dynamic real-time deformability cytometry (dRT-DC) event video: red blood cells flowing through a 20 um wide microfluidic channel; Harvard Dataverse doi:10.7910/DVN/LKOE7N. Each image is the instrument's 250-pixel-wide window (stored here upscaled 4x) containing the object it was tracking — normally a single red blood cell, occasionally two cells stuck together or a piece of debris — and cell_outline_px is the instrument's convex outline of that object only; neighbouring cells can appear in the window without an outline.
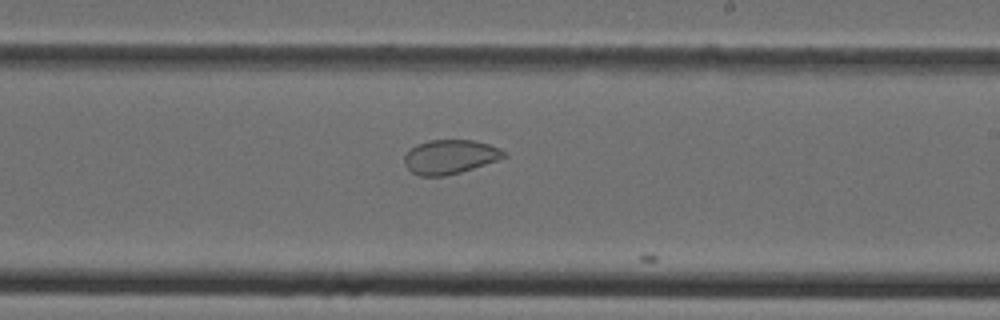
{"species": "Egyptian fruit bat (a non-hibernating species)", "species_latin": "Rousettus aegyptiacus", "temperature_condition": "cold", "stored_images_in_passage": 32, "camera_frame_rate_fps": 3000, "um_per_image_px": 0.085, "animal": {"sex": "female"}, "frame": {"image": 1, "passage_image": 17, "time_ms": 5.333, "image_size_px": [1000, 320], "cell_outline_px": [[508, 156], [500, 160], [460, 172], [444, 176], [420, 176], [412, 172], [404, 164], [404, 156], [416, 144], [428, 140], [472, 140], [488, 144], [500, 148]], "centroid_in_image_um": [38.26, 13.33], "position_along_channel_um": 250.7, "area_um2": 19.83}}
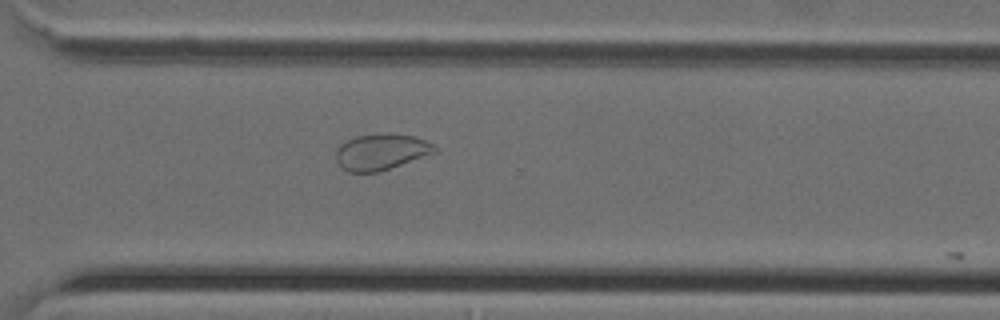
{"frame": {"image": 2, "passage_image": 23, "time_ms": 7.333, "image_size_px": [1000, 320], "cell_outline_px": [[436, 152], [380, 172], [348, 172], [340, 168], [336, 160], [336, 152], [340, 144], [356, 136], [412, 136], [424, 140], [432, 144], [436, 148]], "centroid_in_image_um": [32.34, 12.97], "position_along_channel_um": 338.3, "area_um2": 20.0}}
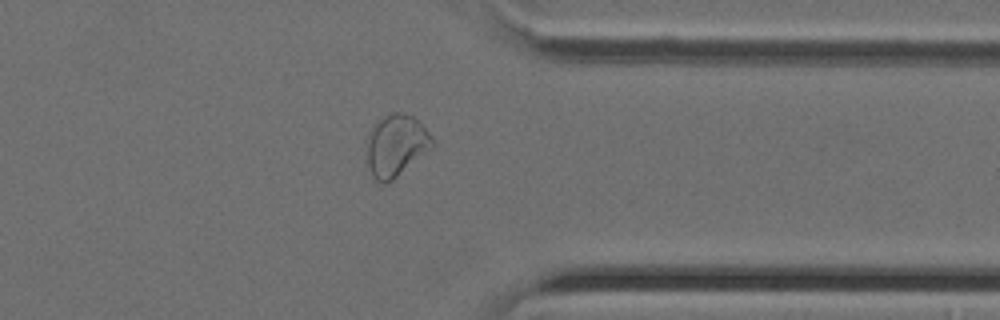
{"frame": {"image": 3, "passage_image": 26, "time_ms": 8.333, "image_size_px": [1000, 320], "cell_outline_px": [[436, 140], [432, 144], [392, 180], [384, 184], [376, 180], [372, 176], [364, 156], [368, 132], [384, 116], [392, 112], [400, 112], [412, 116]], "centroid_in_image_um": [33.57, 12.36], "position_along_channel_um": 377.8, "area_um2": 23.06}}